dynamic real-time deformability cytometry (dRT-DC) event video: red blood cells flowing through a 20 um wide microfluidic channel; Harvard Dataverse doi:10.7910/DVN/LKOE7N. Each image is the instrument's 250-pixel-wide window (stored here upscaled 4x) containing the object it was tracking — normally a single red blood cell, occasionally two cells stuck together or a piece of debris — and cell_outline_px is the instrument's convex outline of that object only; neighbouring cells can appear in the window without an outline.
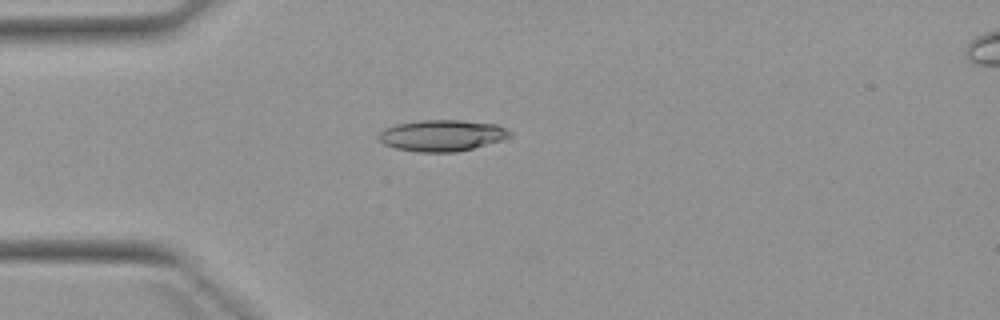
{"species": "Egyptian fruit bat (a non-hibernating species)", "species_latin": "Rousettus aegyptiacus", "temperature_condition": "warm", "stored_images_in_passage": 4, "camera_frame_rate_fps": 3000, "um_per_image_px": 0.085, "animal": {"sex": "female"}, "frame": {"image": 1, "passage_image": 4, "time_ms": 3.333, "image_size_px": [1000, 320], "cell_outline_px": [[512, 136], [504, 140], [456, 152], [416, 152], [396, 148], [384, 144], [376, 136], [384, 128], [396, 124], [420, 120], [460, 120], [496, 124], [512, 132]], "centroid_in_image_um": [37.57, 11.51], "position_along_channel_um": 47.4, "area_um2": 24.04}}